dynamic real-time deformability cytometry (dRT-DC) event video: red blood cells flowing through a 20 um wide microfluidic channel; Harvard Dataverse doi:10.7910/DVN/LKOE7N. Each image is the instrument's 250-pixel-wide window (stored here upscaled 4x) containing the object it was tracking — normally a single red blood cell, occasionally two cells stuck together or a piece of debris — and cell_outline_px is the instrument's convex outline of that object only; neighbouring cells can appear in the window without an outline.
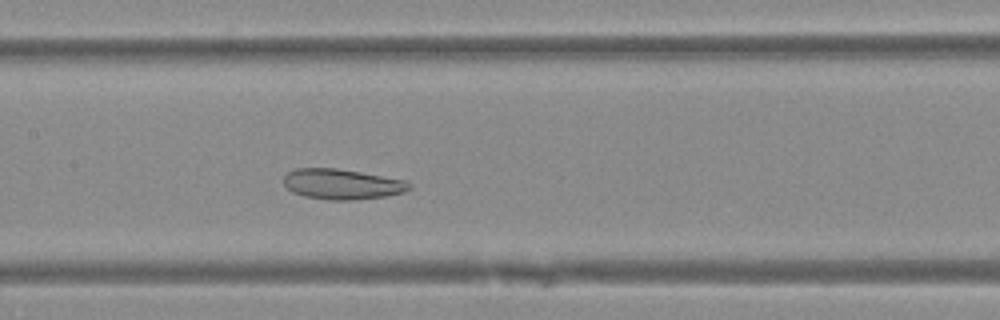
{"species": "Egyptian fruit bat (a non-hibernating species)", "species_latin": "Rousettus aegyptiacus", "temperature_condition": "warm", "stored_images_in_passage": 35, "camera_frame_rate_fps": 3000, "um_per_image_px": 0.085, "animal": {"sex": "female"}, "frame": {"image": 1, "passage_image": 10, "time_ms": 3.0, "image_size_px": [1000, 320], "cell_outline_px": [[412, 188], [404, 192], [388, 196], [352, 200], [332, 200], [304, 196], [292, 192], [284, 184], [284, 176], [288, 172], [296, 168], [336, 168], [360, 172], [404, 180], [412, 184]], "centroid_in_image_um": [29.08, 15.65], "position_along_channel_um": 178.3, "area_um2": 22.2}}
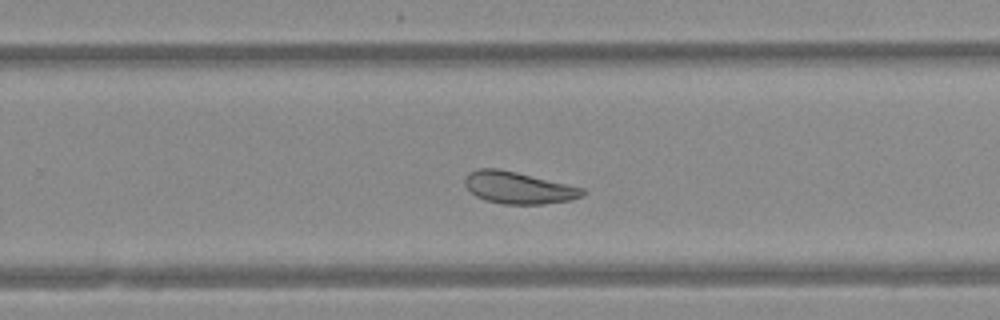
{"frame": {"image": 2, "passage_image": 18, "time_ms": 5.667, "image_size_px": [1000, 320], "cell_outline_px": [[584, 196], [568, 200], [544, 204], [500, 204], [484, 200], [476, 196], [464, 184], [464, 180], [468, 172], [476, 168], [500, 168], [584, 188]], "centroid_in_image_um": [44.02, 15.95], "position_along_channel_um": 285.8, "area_um2": 21.96}}
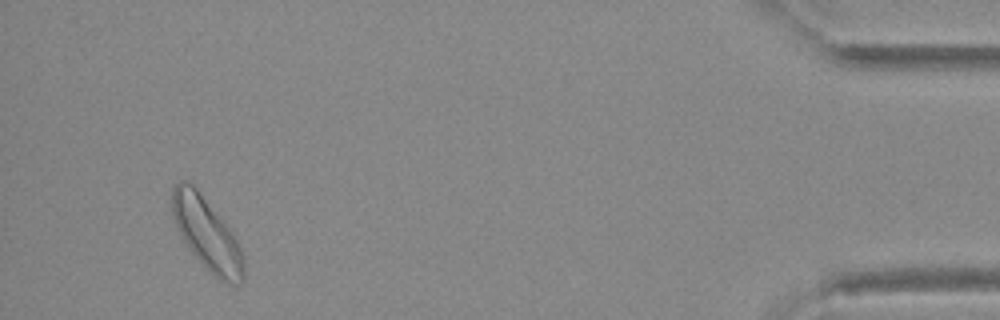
{"frame": {"image": 3, "passage_image": 33, "time_ms": 10.667, "image_size_px": [1000, 320], "cell_outline_px": [[244, 280], [240, 284], [232, 284], [220, 280], [192, 252], [184, 240], [176, 224], [172, 212], [172, 188], [180, 180], [184, 180], [192, 184], [196, 188], [232, 228], [244, 256]], "centroid_in_image_um": [17.63, 19.86], "position_along_channel_um": 417.6, "area_um2": 29.94}}